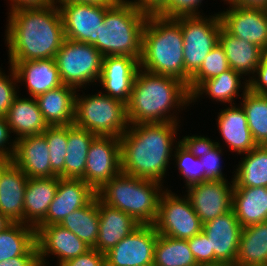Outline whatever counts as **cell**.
Returning a JSON list of instances; mask_svg holds the SVG:
<instances>
[{
    "instance_id": "37",
    "label": "cell",
    "mask_w": 267,
    "mask_h": 266,
    "mask_svg": "<svg viewBox=\"0 0 267 266\" xmlns=\"http://www.w3.org/2000/svg\"><path fill=\"white\" fill-rule=\"evenodd\" d=\"M153 266H198L187 240L158 235Z\"/></svg>"
},
{
    "instance_id": "6",
    "label": "cell",
    "mask_w": 267,
    "mask_h": 266,
    "mask_svg": "<svg viewBox=\"0 0 267 266\" xmlns=\"http://www.w3.org/2000/svg\"><path fill=\"white\" fill-rule=\"evenodd\" d=\"M166 190L161 183L120 172L108 181L97 197L108 206L131 215L140 225H153L159 201Z\"/></svg>"
},
{
    "instance_id": "28",
    "label": "cell",
    "mask_w": 267,
    "mask_h": 266,
    "mask_svg": "<svg viewBox=\"0 0 267 266\" xmlns=\"http://www.w3.org/2000/svg\"><path fill=\"white\" fill-rule=\"evenodd\" d=\"M76 92L73 87L61 85L35 98L49 126L73 125Z\"/></svg>"
},
{
    "instance_id": "29",
    "label": "cell",
    "mask_w": 267,
    "mask_h": 266,
    "mask_svg": "<svg viewBox=\"0 0 267 266\" xmlns=\"http://www.w3.org/2000/svg\"><path fill=\"white\" fill-rule=\"evenodd\" d=\"M219 44L226 54L229 67L247 76L249 80L262 60V49L249 41L229 34L223 27L219 34Z\"/></svg>"
},
{
    "instance_id": "15",
    "label": "cell",
    "mask_w": 267,
    "mask_h": 266,
    "mask_svg": "<svg viewBox=\"0 0 267 266\" xmlns=\"http://www.w3.org/2000/svg\"><path fill=\"white\" fill-rule=\"evenodd\" d=\"M36 244L40 266H48L47 257H56V266L82 255L91 247L60 224L36 226ZM48 262V263H47Z\"/></svg>"
},
{
    "instance_id": "31",
    "label": "cell",
    "mask_w": 267,
    "mask_h": 266,
    "mask_svg": "<svg viewBox=\"0 0 267 266\" xmlns=\"http://www.w3.org/2000/svg\"><path fill=\"white\" fill-rule=\"evenodd\" d=\"M16 256H39L36 229L30 225L12 222L0 232V262Z\"/></svg>"
},
{
    "instance_id": "20",
    "label": "cell",
    "mask_w": 267,
    "mask_h": 266,
    "mask_svg": "<svg viewBox=\"0 0 267 266\" xmlns=\"http://www.w3.org/2000/svg\"><path fill=\"white\" fill-rule=\"evenodd\" d=\"M11 161L28 178L57 176L51 170L49 147L43 133L18 138Z\"/></svg>"
},
{
    "instance_id": "33",
    "label": "cell",
    "mask_w": 267,
    "mask_h": 266,
    "mask_svg": "<svg viewBox=\"0 0 267 266\" xmlns=\"http://www.w3.org/2000/svg\"><path fill=\"white\" fill-rule=\"evenodd\" d=\"M242 155L232 172L234 187H267V145H257Z\"/></svg>"
},
{
    "instance_id": "19",
    "label": "cell",
    "mask_w": 267,
    "mask_h": 266,
    "mask_svg": "<svg viewBox=\"0 0 267 266\" xmlns=\"http://www.w3.org/2000/svg\"><path fill=\"white\" fill-rule=\"evenodd\" d=\"M95 196L96 192L82 179L59 177L46 217L37 226L60 224L67 215L86 206Z\"/></svg>"
},
{
    "instance_id": "22",
    "label": "cell",
    "mask_w": 267,
    "mask_h": 266,
    "mask_svg": "<svg viewBox=\"0 0 267 266\" xmlns=\"http://www.w3.org/2000/svg\"><path fill=\"white\" fill-rule=\"evenodd\" d=\"M217 115L216 124L221 139L231 152L238 155L245 154L253 150L257 144L254 142L244 109L239 104L225 105Z\"/></svg>"
},
{
    "instance_id": "10",
    "label": "cell",
    "mask_w": 267,
    "mask_h": 266,
    "mask_svg": "<svg viewBox=\"0 0 267 266\" xmlns=\"http://www.w3.org/2000/svg\"><path fill=\"white\" fill-rule=\"evenodd\" d=\"M153 225L158 234L184 240L199 234L203 229V223L189 199L168 188L160 197L158 215Z\"/></svg>"
},
{
    "instance_id": "53",
    "label": "cell",
    "mask_w": 267,
    "mask_h": 266,
    "mask_svg": "<svg viewBox=\"0 0 267 266\" xmlns=\"http://www.w3.org/2000/svg\"><path fill=\"white\" fill-rule=\"evenodd\" d=\"M12 222L0 212V232L8 227Z\"/></svg>"
},
{
    "instance_id": "21",
    "label": "cell",
    "mask_w": 267,
    "mask_h": 266,
    "mask_svg": "<svg viewBox=\"0 0 267 266\" xmlns=\"http://www.w3.org/2000/svg\"><path fill=\"white\" fill-rule=\"evenodd\" d=\"M8 63L13 67L18 83L26 85L29 97L36 98L63 85L55 58Z\"/></svg>"
},
{
    "instance_id": "45",
    "label": "cell",
    "mask_w": 267,
    "mask_h": 266,
    "mask_svg": "<svg viewBox=\"0 0 267 266\" xmlns=\"http://www.w3.org/2000/svg\"><path fill=\"white\" fill-rule=\"evenodd\" d=\"M11 134L6 117L0 116V158L8 161L13 158L16 144V140L10 136Z\"/></svg>"
},
{
    "instance_id": "9",
    "label": "cell",
    "mask_w": 267,
    "mask_h": 266,
    "mask_svg": "<svg viewBox=\"0 0 267 266\" xmlns=\"http://www.w3.org/2000/svg\"><path fill=\"white\" fill-rule=\"evenodd\" d=\"M182 15L185 84L199 70L207 54L219 44L222 23L219 12L211 15Z\"/></svg>"
},
{
    "instance_id": "41",
    "label": "cell",
    "mask_w": 267,
    "mask_h": 266,
    "mask_svg": "<svg viewBox=\"0 0 267 266\" xmlns=\"http://www.w3.org/2000/svg\"><path fill=\"white\" fill-rule=\"evenodd\" d=\"M230 69L226 54L217 44L206 56L199 70L190 78L188 91L191 94L203 81L211 79Z\"/></svg>"
},
{
    "instance_id": "38",
    "label": "cell",
    "mask_w": 267,
    "mask_h": 266,
    "mask_svg": "<svg viewBox=\"0 0 267 266\" xmlns=\"http://www.w3.org/2000/svg\"><path fill=\"white\" fill-rule=\"evenodd\" d=\"M240 100L254 142L267 145V96L247 90Z\"/></svg>"
},
{
    "instance_id": "26",
    "label": "cell",
    "mask_w": 267,
    "mask_h": 266,
    "mask_svg": "<svg viewBox=\"0 0 267 266\" xmlns=\"http://www.w3.org/2000/svg\"><path fill=\"white\" fill-rule=\"evenodd\" d=\"M18 94L11 104L6 117L11 133L18 138L44 133L49 125L44 120L42 112L34 97H21Z\"/></svg>"
},
{
    "instance_id": "44",
    "label": "cell",
    "mask_w": 267,
    "mask_h": 266,
    "mask_svg": "<svg viewBox=\"0 0 267 266\" xmlns=\"http://www.w3.org/2000/svg\"><path fill=\"white\" fill-rule=\"evenodd\" d=\"M197 264H215L214 251H210L209 238L202 230L199 234L187 239Z\"/></svg>"
},
{
    "instance_id": "54",
    "label": "cell",
    "mask_w": 267,
    "mask_h": 266,
    "mask_svg": "<svg viewBox=\"0 0 267 266\" xmlns=\"http://www.w3.org/2000/svg\"><path fill=\"white\" fill-rule=\"evenodd\" d=\"M198 266H236L227 263H215V264H199Z\"/></svg>"
},
{
    "instance_id": "13",
    "label": "cell",
    "mask_w": 267,
    "mask_h": 266,
    "mask_svg": "<svg viewBox=\"0 0 267 266\" xmlns=\"http://www.w3.org/2000/svg\"><path fill=\"white\" fill-rule=\"evenodd\" d=\"M158 235L154 225H139L105 253L106 266H153Z\"/></svg>"
},
{
    "instance_id": "3",
    "label": "cell",
    "mask_w": 267,
    "mask_h": 266,
    "mask_svg": "<svg viewBox=\"0 0 267 266\" xmlns=\"http://www.w3.org/2000/svg\"><path fill=\"white\" fill-rule=\"evenodd\" d=\"M191 104V94L181 80L138 69L126 104L129 125L180 123L177 116ZM178 110V112H177Z\"/></svg>"
},
{
    "instance_id": "42",
    "label": "cell",
    "mask_w": 267,
    "mask_h": 266,
    "mask_svg": "<svg viewBox=\"0 0 267 266\" xmlns=\"http://www.w3.org/2000/svg\"><path fill=\"white\" fill-rule=\"evenodd\" d=\"M9 71L10 75H6L0 67V116L4 117L7 115L14 98L20 92L17 77L11 65H9Z\"/></svg>"
},
{
    "instance_id": "30",
    "label": "cell",
    "mask_w": 267,
    "mask_h": 266,
    "mask_svg": "<svg viewBox=\"0 0 267 266\" xmlns=\"http://www.w3.org/2000/svg\"><path fill=\"white\" fill-rule=\"evenodd\" d=\"M232 209L242 227L267 221V187H234Z\"/></svg>"
},
{
    "instance_id": "43",
    "label": "cell",
    "mask_w": 267,
    "mask_h": 266,
    "mask_svg": "<svg viewBox=\"0 0 267 266\" xmlns=\"http://www.w3.org/2000/svg\"><path fill=\"white\" fill-rule=\"evenodd\" d=\"M204 0H167L165 5L156 13L165 17L182 15H200L198 10Z\"/></svg>"
},
{
    "instance_id": "18",
    "label": "cell",
    "mask_w": 267,
    "mask_h": 266,
    "mask_svg": "<svg viewBox=\"0 0 267 266\" xmlns=\"http://www.w3.org/2000/svg\"><path fill=\"white\" fill-rule=\"evenodd\" d=\"M140 62L131 56H104L98 81L102 93L128 103Z\"/></svg>"
},
{
    "instance_id": "25",
    "label": "cell",
    "mask_w": 267,
    "mask_h": 266,
    "mask_svg": "<svg viewBox=\"0 0 267 266\" xmlns=\"http://www.w3.org/2000/svg\"><path fill=\"white\" fill-rule=\"evenodd\" d=\"M247 90H249L247 78L230 68L216 77L203 81L191 93V104L198 102L197 99L200 100V97L206 95V97H209L211 101H216V103L235 105L239 104L235 103V100L240 97L242 98ZM239 91L242 93L240 94Z\"/></svg>"
},
{
    "instance_id": "24",
    "label": "cell",
    "mask_w": 267,
    "mask_h": 266,
    "mask_svg": "<svg viewBox=\"0 0 267 266\" xmlns=\"http://www.w3.org/2000/svg\"><path fill=\"white\" fill-rule=\"evenodd\" d=\"M98 214L99 234L93 248L104 254L140 225L131 215L108 206L99 198Z\"/></svg>"
},
{
    "instance_id": "39",
    "label": "cell",
    "mask_w": 267,
    "mask_h": 266,
    "mask_svg": "<svg viewBox=\"0 0 267 266\" xmlns=\"http://www.w3.org/2000/svg\"><path fill=\"white\" fill-rule=\"evenodd\" d=\"M219 140L197 135V154L205 170L206 180H226L222 166L221 156L224 154ZM221 160V161H220Z\"/></svg>"
},
{
    "instance_id": "56",
    "label": "cell",
    "mask_w": 267,
    "mask_h": 266,
    "mask_svg": "<svg viewBox=\"0 0 267 266\" xmlns=\"http://www.w3.org/2000/svg\"><path fill=\"white\" fill-rule=\"evenodd\" d=\"M8 160L0 158V170L8 163Z\"/></svg>"
},
{
    "instance_id": "47",
    "label": "cell",
    "mask_w": 267,
    "mask_h": 266,
    "mask_svg": "<svg viewBox=\"0 0 267 266\" xmlns=\"http://www.w3.org/2000/svg\"><path fill=\"white\" fill-rule=\"evenodd\" d=\"M248 83L251 92L267 96V63L261 60Z\"/></svg>"
},
{
    "instance_id": "46",
    "label": "cell",
    "mask_w": 267,
    "mask_h": 266,
    "mask_svg": "<svg viewBox=\"0 0 267 266\" xmlns=\"http://www.w3.org/2000/svg\"><path fill=\"white\" fill-rule=\"evenodd\" d=\"M59 266H106L105 254L90 248L82 255L67 260Z\"/></svg>"
},
{
    "instance_id": "49",
    "label": "cell",
    "mask_w": 267,
    "mask_h": 266,
    "mask_svg": "<svg viewBox=\"0 0 267 266\" xmlns=\"http://www.w3.org/2000/svg\"><path fill=\"white\" fill-rule=\"evenodd\" d=\"M0 266H40L39 256H16L1 261Z\"/></svg>"
},
{
    "instance_id": "8",
    "label": "cell",
    "mask_w": 267,
    "mask_h": 266,
    "mask_svg": "<svg viewBox=\"0 0 267 266\" xmlns=\"http://www.w3.org/2000/svg\"><path fill=\"white\" fill-rule=\"evenodd\" d=\"M102 60L103 56L93 45L66 38L55 56L62 84L79 91L98 83Z\"/></svg>"
},
{
    "instance_id": "55",
    "label": "cell",
    "mask_w": 267,
    "mask_h": 266,
    "mask_svg": "<svg viewBox=\"0 0 267 266\" xmlns=\"http://www.w3.org/2000/svg\"><path fill=\"white\" fill-rule=\"evenodd\" d=\"M262 60L267 63V47L262 50Z\"/></svg>"
},
{
    "instance_id": "2",
    "label": "cell",
    "mask_w": 267,
    "mask_h": 266,
    "mask_svg": "<svg viewBox=\"0 0 267 266\" xmlns=\"http://www.w3.org/2000/svg\"><path fill=\"white\" fill-rule=\"evenodd\" d=\"M179 127L172 122L129 125L120 137L121 171L163 184L175 147L182 140L177 139Z\"/></svg>"
},
{
    "instance_id": "35",
    "label": "cell",
    "mask_w": 267,
    "mask_h": 266,
    "mask_svg": "<svg viewBox=\"0 0 267 266\" xmlns=\"http://www.w3.org/2000/svg\"><path fill=\"white\" fill-rule=\"evenodd\" d=\"M185 187L205 181V170L197 154V134L182 137L175 147L173 159Z\"/></svg>"
},
{
    "instance_id": "12",
    "label": "cell",
    "mask_w": 267,
    "mask_h": 266,
    "mask_svg": "<svg viewBox=\"0 0 267 266\" xmlns=\"http://www.w3.org/2000/svg\"><path fill=\"white\" fill-rule=\"evenodd\" d=\"M231 180H206L185 187V196L203 224L232 210L234 178Z\"/></svg>"
},
{
    "instance_id": "34",
    "label": "cell",
    "mask_w": 267,
    "mask_h": 266,
    "mask_svg": "<svg viewBox=\"0 0 267 266\" xmlns=\"http://www.w3.org/2000/svg\"><path fill=\"white\" fill-rule=\"evenodd\" d=\"M96 135L75 125H68L65 178L81 179L85 174L88 151Z\"/></svg>"
},
{
    "instance_id": "51",
    "label": "cell",
    "mask_w": 267,
    "mask_h": 266,
    "mask_svg": "<svg viewBox=\"0 0 267 266\" xmlns=\"http://www.w3.org/2000/svg\"><path fill=\"white\" fill-rule=\"evenodd\" d=\"M226 4L239 5L243 7L266 8L267 0H227Z\"/></svg>"
},
{
    "instance_id": "23",
    "label": "cell",
    "mask_w": 267,
    "mask_h": 266,
    "mask_svg": "<svg viewBox=\"0 0 267 266\" xmlns=\"http://www.w3.org/2000/svg\"><path fill=\"white\" fill-rule=\"evenodd\" d=\"M28 177L12 161L0 170V212L11 222L23 223Z\"/></svg>"
},
{
    "instance_id": "14",
    "label": "cell",
    "mask_w": 267,
    "mask_h": 266,
    "mask_svg": "<svg viewBox=\"0 0 267 266\" xmlns=\"http://www.w3.org/2000/svg\"><path fill=\"white\" fill-rule=\"evenodd\" d=\"M110 5L70 2L58 5L66 39L94 45Z\"/></svg>"
},
{
    "instance_id": "7",
    "label": "cell",
    "mask_w": 267,
    "mask_h": 266,
    "mask_svg": "<svg viewBox=\"0 0 267 266\" xmlns=\"http://www.w3.org/2000/svg\"><path fill=\"white\" fill-rule=\"evenodd\" d=\"M76 92L73 125L99 136L121 137L128 129L126 104L98 90L97 94ZM85 95V96H84Z\"/></svg>"
},
{
    "instance_id": "4",
    "label": "cell",
    "mask_w": 267,
    "mask_h": 266,
    "mask_svg": "<svg viewBox=\"0 0 267 266\" xmlns=\"http://www.w3.org/2000/svg\"><path fill=\"white\" fill-rule=\"evenodd\" d=\"M140 68L171 76L185 83L184 42L181 16L148 14L142 33Z\"/></svg>"
},
{
    "instance_id": "11",
    "label": "cell",
    "mask_w": 267,
    "mask_h": 266,
    "mask_svg": "<svg viewBox=\"0 0 267 266\" xmlns=\"http://www.w3.org/2000/svg\"><path fill=\"white\" fill-rule=\"evenodd\" d=\"M121 172L120 137L96 135L90 145L81 178L95 192Z\"/></svg>"
},
{
    "instance_id": "50",
    "label": "cell",
    "mask_w": 267,
    "mask_h": 266,
    "mask_svg": "<svg viewBox=\"0 0 267 266\" xmlns=\"http://www.w3.org/2000/svg\"><path fill=\"white\" fill-rule=\"evenodd\" d=\"M8 1L10 2L9 11L25 7H43L48 4L54 3L53 0H8Z\"/></svg>"
},
{
    "instance_id": "36",
    "label": "cell",
    "mask_w": 267,
    "mask_h": 266,
    "mask_svg": "<svg viewBox=\"0 0 267 266\" xmlns=\"http://www.w3.org/2000/svg\"><path fill=\"white\" fill-rule=\"evenodd\" d=\"M60 225L69 229L93 248L98 240L99 234L97 195L86 206L67 215Z\"/></svg>"
},
{
    "instance_id": "32",
    "label": "cell",
    "mask_w": 267,
    "mask_h": 266,
    "mask_svg": "<svg viewBox=\"0 0 267 266\" xmlns=\"http://www.w3.org/2000/svg\"><path fill=\"white\" fill-rule=\"evenodd\" d=\"M236 266H267V221L242 228Z\"/></svg>"
},
{
    "instance_id": "1",
    "label": "cell",
    "mask_w": 267,
    "mask_h": 266,
    "mask_svg": "<svg viewBox=\"0 0 267 266\" xmlns=\"http://www.w3.org/2000/svg\"><path fill=\"white\" fill-rule=\"evenodd\" d=\"M7 16L5 43L8 62L55 58L65 40L59 7H25Z\"/></svg>"
},
{
    "instance_id": "27",
    "label": "cell",
    "mask_w": 267,
    "mask_h": 266,
    "mask_svg": "<svg viewBox=\"0 0 267 266\" xmlns=\"http://www.w3.org/2000/svg\"><path fill=\"white\" fill-rule=\"evenodd\" d=\"M59 184V176L28 178L24 196L23 224L36 227L45 217Z\"/></svg>"
},
{
    "instance_id": "16",
    "label": "cell",
    "mask_w": 267,
    "mask_h": 266,
    "mask_svg": "<svg viewBox=\"0 0 267 266\" xmlns=\"http://www.w3.org/2000/svg\"><path fill=\"white\" fill-rule=\"evenodd\" d=\"M220 11L222 27L231 35L249 41L262 50L267 47V11L265 8L227 4Z\"/></svg>"
},
{
    "instance_id": "17",
    "label": "cell",
    "mask_w": 267,
    "mask_h": 266,
    "mask_svg": "<svg viewBox=\"0 0 267 266\" xmlns=\"http://www.w3.org/2000/svg\"><path fill=\"white\" fill-rule=\"evenodd\" d=\"M242 228L233 209L203 224L202 230L209 238L215 263L235 265Z\"/></svg>"
},
{
    "instance_id": "40",
    "label": "cell",
    "mask_w": 267,
    "mask_h": 266,
    "mask_svg": "<svg viewBox=\"0 0 267 266\" xmlns=\"http://www.w3.org/2000/svg\"><path fill=\"white\" fill-rule=\"evenodd\" d=\"M43 134L49 147L51 170L60 178H65L68 126H49Z\"/></svg>"
},
{
    "instance_id": "52",
    "label": "cell",
    "mask_w": 267,
    "mask_h": 266,
    "mask_svg": "<svg viewBox=\"0 0 267 266\" xmlns=\"http://www.w3.org/2000/svg\"><path fill=\"white\" fill-rule=\"evenodd\" d=\"M53 1L58 6L60 4L70 3V2L90 3V4H97V5H112L117 0H53Z\"/></svg>"
},
{
    "instance_id": "48",
    "label": "cell",
    "mask_w": 267,
    "mask_h": 266,
    "mask_svg": "<svg viewBox=\"0 0 267 266\" xmlns=\"http://www.w3.org/2000/svg\"><path fill=\"white\" fill-rule=\"evenodd\" d=\"M141 11L147 14H156L167 2V0H127Z\"/></svg>"
},
{
    "instance_id": "5",
    "label": "cell",
    "mask_w": 267,
    "mask_h": 266,
    "mask_svg": "<svg viewBox=\"0 0 267 266\" xmlns=\"http://www.w3.org/2000/svg\"><path fill=\"white\" fill-rule=\"evenodd\" d=\"M148 14L127 0H117L105 10L97 42L93 45L104 56L142 55V33Z\"/></svg>"
}]
</instances>
